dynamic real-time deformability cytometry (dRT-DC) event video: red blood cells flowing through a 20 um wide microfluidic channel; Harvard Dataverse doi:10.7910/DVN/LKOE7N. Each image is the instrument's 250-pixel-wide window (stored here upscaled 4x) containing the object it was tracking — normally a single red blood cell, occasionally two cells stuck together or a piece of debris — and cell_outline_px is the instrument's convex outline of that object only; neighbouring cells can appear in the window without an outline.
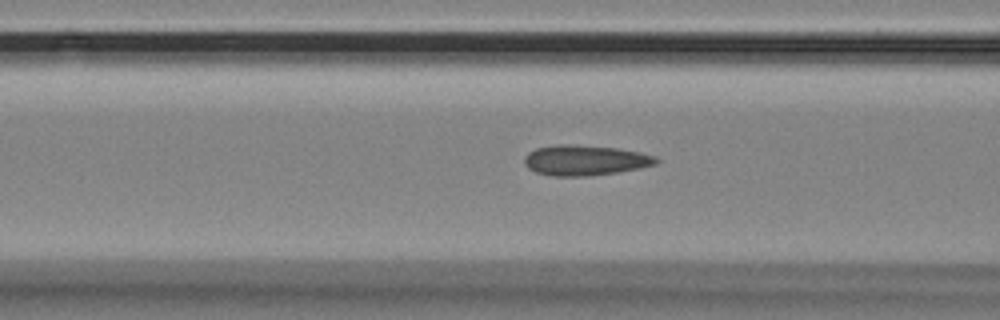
{"species": "Egyptian fruit bat (a non-hibernating species)", "species_latin": "Rousettus aegyptiacus", "temperature_condition": "room temperature", "stored_images_in_passage": 54, "camera_frame_rate_fps": 3000, "um_per_image_px": 0.085, "animal": {"sex": "female"}, "frame": {"image": 1, "passage_image": 20, "time_ms": 6.333, "image_size_px": [1000, 320], "cell_outline_px": [[660, 160], [656, 164], [640, 168], [616, 172], [588, 176], [552, 176], [536, 172], [528, 168], [524, 164], [524, 156], [528, 152], [536, 148], [560, 144], [568, 144], [616, 148], [640, 152], [656, 156]], "centroid_in_image_um": [49.72, 13.62], "position_along_channel_um": 116.9, "area_um2": 23.29}}
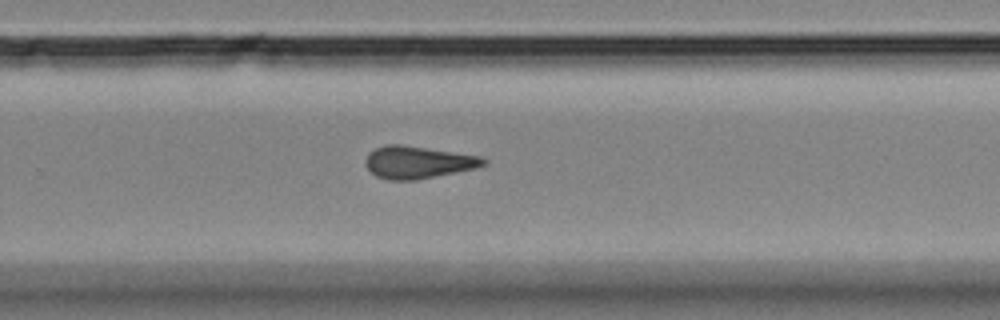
{"frame": {"image": 2, "passage_image": 35, "time_ms": 11.333, "image_size_px": [1000, 320], "cell_outline_px": [[488, 164], [476, 168], [416, 180], [388, 180], [376, 176], [364, 164], [364, 160], [368, 152], [384, 144], [404, 144], [480, 156], [488, 160]], "centroid_in_image_um": [35.51, 13.78], "position_along_channel_um": 294.3, "area_um2": 22.48}}
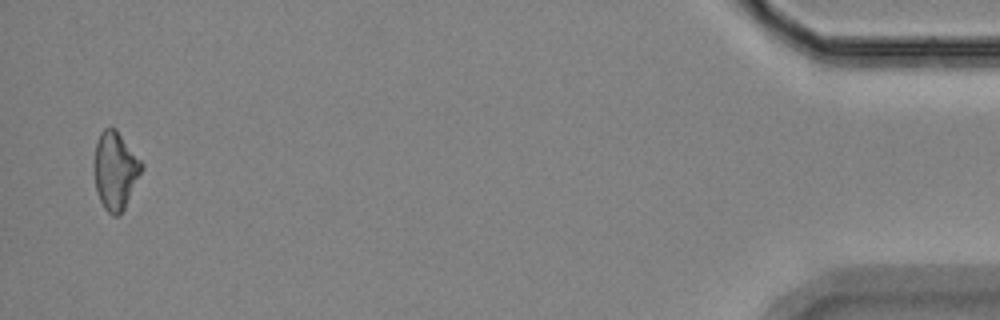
{"frame": {"image": 3, "passage_image": 53, "time_ms": 17.333, "image_size_px": [1000, 320], "cell_outline_px": [[144, 168], [124, 208], [116, 216], [112, 216], [104, 208], [100, 200], [96, 188], [92, 164], [96, 144], [100, 132], [104, 128], [116, 128], [144, 164]], "centroid_in_image_um": [9.79, 14.47], "position_along_channel_um": 425.4, "area_um2": 21.68}, "authors_computed_cell_mechanics": {"area_um2": 22.3108, "velocity_mm_per_s": 3.5428, "shape_relaxation_time_tau1_ms": null, "shape_relaxation_time_tau2_ms": 2.4462, "deformation_change_tau1": null, "deformation_change_tau2": 0.0952}}